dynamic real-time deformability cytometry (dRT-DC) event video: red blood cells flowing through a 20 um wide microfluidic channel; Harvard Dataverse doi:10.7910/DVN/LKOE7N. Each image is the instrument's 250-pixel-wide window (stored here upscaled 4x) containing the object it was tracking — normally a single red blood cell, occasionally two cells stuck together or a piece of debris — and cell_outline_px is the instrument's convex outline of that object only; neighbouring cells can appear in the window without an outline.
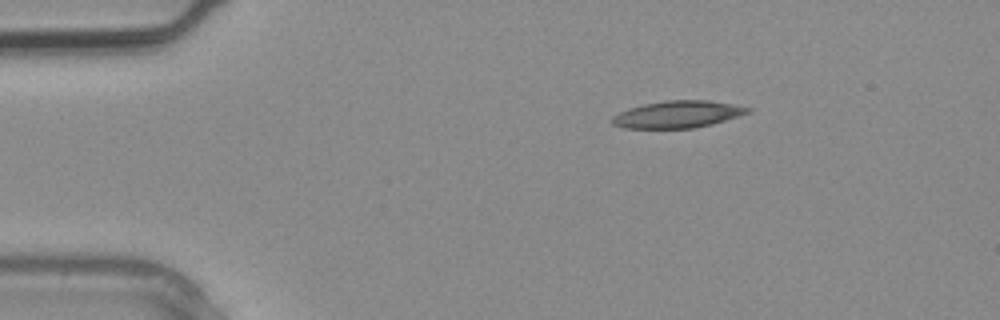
{"species": "common noctule bat (a hibernating species)", "species_latin": "Nyctalus noctula", "temperature_condition": "warm", "stored_images_in_passage": 2, "camera_frame_rate_fps": 3000, "um_per_image_px": 0.085, "animal": {"sex": "male", "body_mass_g": 20.4}, "frame": {"image": 1, "passage_image": 1, "time_ms": 0.0, "image_size_px": [1000, 320], "cell_outline_px": [[752, 112], [712, 124], [692, 128], [624, 128], [612, 124], [608, 120], [612, 116], [628, 108], [644, 104], [668, 100], [708, 100], [732, 104], [752, 108]], "centroid_in_image_um": [57.59, 9.72], "position_along_channel_um": 27.4, "area_um2": 21.44}}
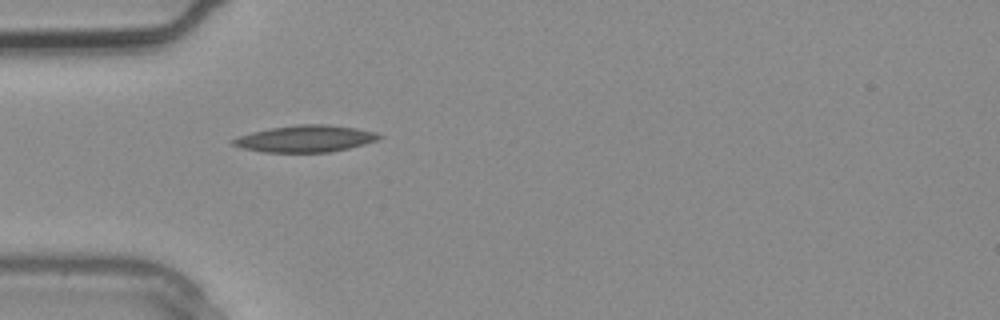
{"frame": {"image": 2, "passage_image": 2, "time_ms": 0.333, "image_size_px": [1000, 320], "cell_outline_px": [[384, 136], [380, 140], [348, 148], [328, 152], [264, 152], [240, 148], [232, 144], [232, 140], [240, 136], [252, 132], [272, 128], [300, 124], [324, 124], [356, 128], [376, 132]], "centroid_in_image_um": [26.0, 11.79], "position_along_channel_um": 59.0, "area_um2": 22.66}}